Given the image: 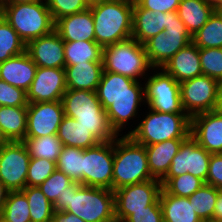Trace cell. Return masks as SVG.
I'll list each match as a JSON object with an SVG mask.
<instances>
[{
    "mask_svg": "<svg viewBox=\"0 0 222 222\" xmlns=\"http://www.w3.org/2000/svg\"><path fill=\"white\" fill-rule=\"evenodd\" d=\"M57 136L63 146H73L80 149L94 147L101 141L74 118L64 116L59 125Z\"/></svg>",
    "mask_w": 222,
    "mask_h": 222,
    "instance_id": "83f0119b",
    "label": "cell"
},
{
    "mask_svg": "<svg viewBox=\"0 0 222 222\" xmlns=\"http://www.w3.org/2000/svg\"><path fill=\"white\" fill-rule=\"evenodd\" d=\"M199 48H222V14L216 9L206 24L192 36Z\"/></svg>",
    "mask_w": 222,
    "mask_h": 222,
    "instance_id": "1f68e13d",
    "label": "cell"
},
{
    "mask_svg": "<svg viewBox=\"0 0 222 222\" xmlns=\"http://www.w3.org/2000/svg\"><path fill=\"white\" fill-rule=\"evenodd\" d=\"M53 222H85V221L67 211H55Z\"/></svg>",
    "mask_w": 222,
    "mask_h": 222,
    "instance_id": "7dc6e473",
    "label": "cell"
},
{
    "mask_svg": "<svg viewBox=\"0 0 222 222\" xmlns=\"http://www.w3.org/2000/svg\"><path fill=\"white\" fill-rule=\"evenodd\" d=\"M9 190L4 186V184L0 181V213L5 205L7 200Z\"/></svg>",
    "mask_w": 222,
    "mask_h": 222,
    "instance_id": "681fc988",
    "label": "cell"
},
{
    "mask_svg": "<svg viewBox=\"0 0 222 222\" xmlns=\"http://www.w3.org/2000/svg\"><path fill=\"white\" fill-rule=\"evenodd\" d=\"M220 111H222V82L220 83V103L219 108Z\"/></svg>",
    "mask_w": 222,
    "mask_h": 222,
    "instance_id": "f5cc1de1",
    "label": "cell"
},
{
    "mask_svg": "<svg viewBox=\"0 0 222 222\" xmlns=\"http://www.w3.org/2000/svg\"><path fill=\"white\" fill-rule=\"evenodd\" d=\"M203 184L201 179L186 173L172 177L162 188L170 195L189 197Z\"/></svg>",
    "mask_w": 222,
    "mask_h": 222,
    "instance_id": "74e56055",
    "label": "cell"
},
{
    "mask_svg": "<svg viewBox=\"0 0 222 222\" xmlns=\"http://www.w3.org/2000/svg\"><path fill=\"white\" fill-rule=\"evenodd\" d=\"M222 14V6L217 9Z\"/></svg>",
    "mask_w": 222,
    "mask_h": 222,
    "instance_id": "6f0895ef",
    "label": "cell"
},
{
    "mask_svg": "<svg viewBox=\"0 0 222 222\" xmlns=\"http://www.w3.org/2000/svg\"><path fill=\"white\" fill-rule=\"evenodd\" d=\"M114 140L83 150V185L112 190Z\"/></svg>",
    "mask_w": 222,
    "mask_h": 222,
    "instance_id": "7c38bea8",
    "label": "cell"
},
{
    "mask_svg": "<svg viewBox=\"0 0 222 222\" xmlns=\"http://www.w3.org/2000/svg\"><path fill=\"white\" fill-rule=\"evenodd\" d=\"M27 106H0V136L4 141H24Z\"/></svg>",
    "mask_w": 222,
    "mask_h": 222,
    "instance_id": "4316f807",
    "label": "cell"
},
{
    "mask_svg": "<svg viewBox=\"0 0 222 222\" xmlns=\"http://www.w3.org/2000/svg\"><path fill=\"white\" fill-rule=\"evenodd\" d=\"M26 52L38 67L65 68L64 41L56 30L29 41Z\"/></svg>",
    "mask_w": 222,
    "mask_h": 222,
    "instance_id": "d6986e66",
    "label": "cell"
},
{
    "mask_svg": "<svg viewBox=\"0 0 222 222\" xmlns=\"http://www.w3.org/2000/svg\"><path fill=\"white\" fill-rule=\"evenodd\" d=\"M85 1L90 6L92 4H95V3L99 2L100 0H85Z\"/></svg>",
    "mask_w": 222,
    "mask_h": 222,
    "instance_id": "11a10c76",
    "label": "cell"
},
{
    "mask_svg": "<svg viewBox=\"0 0 222 222\" xmlns=\"http://www.w3.org/2000/svg\"><path fill=\"white\" fill-rule=\"evenodd\" d=\"M199 222H217V220H215L214 218H210V219H201Z\"/></svg>",
    "mask_w": 222,
    "mask_h": 222,
    "instance_id": "db71d44e",
    "label": "cell"
},
{
    "mask_svg": "<svg viewBox=\"0 0 222 222\" xmlns=\"http://www.w3.org/2000/svg\"><path fill=\"white\" fill-rule=\"evenodd\" d=\"M161 190L162 183L157 179L114 190L116 222H124L133 211L146 210L159 198Z\"/></svg>",
    "mask_w": 222,
    "mask_h": 222,
    "instance_id": "5bb4252c",
    "label": "cell"
},
{
    "mask_svg": "<svg viewBox=\"0 0 222 222\" xmlns=\"http://www.w3.org/2000/svg\"><path fill=\"white\" fill-rule=\"evenodd\" d=\"M5 141L3 140V138L0 136V146L4 143Z\"/></svg>",
    "mask_w": 222,
    "mask_h": 222,
    "instance_id": "9f6ffc18",
    "label": "cell"
},
{
    "mask_svg": "<svg viewBox=\"0 0 222 222\" xmlns=\"http://www.w3.org/2000/svg\"><path fill=\"white\" fill-rule=\"evenodd\" d=\"M181 104L192 116L219 108L220 82L204 74L180 83Z\"/></svg>",
    "mask_w": 222,
    "mask_h": 222,
    "instance_id": "8fae6325",
    "label": "cell"
},
{
    "mask_svg": "<svg viewBox=\"0 0 222 222\" xmlns=\"http://www.w3.org/2000/svg\"><path fill=\"white\" fill-rule=\"evenodd\" d=\"M96 94L115 133L118 136L129 135L132 132L129 124L134 119L141 118L139 106L146 104L144 82L117 73L103 72ZM126 125L130 131L123 134Z\"/></svg>",
    "mask_w": 222,
    "mask_h": 222,
    "instance_id": "6da1fadb",
    "label": "cell"
},
{
    "mask_svg": "<svg viewBox=\"0 0 222 222\" xmlns=\"http://www.w3.org/2000/svg\"><path fill=\"white\" fill-rule=\"evenodd\" d=\"M38 0H2L0 2V5H11L16 3H30V2H36Z\"/></svg>",
    "mask_w": 222,
    "mask_h": 222,
    "instance_id": "f907efd6",
    "label": "cell"
},
{
    "mask_svg": "<svg viewBox=\"0 0 222 222\" xmlns=\"http://www.w3.org/2000/svg\"><path fill=\"white\" fill-rule=\"evenodd\" d=\"M61 102L65 116L74 118L101 142L114 140L118 136L111 128L96 92L67 89Z\"/></svg>",
    "mask_w": 222,
    "mask_h": 222,
    "instance_id": "277c9868",
    "label": "cell"
},
{
    "mask_svg": "<svg viewBox=\"0 0 222 222\" xmlns=\"http://www.w3.org/2000/svg\"><path fill=\"white\" fill-rule=\"evenodd\" d=\"M38 66L24 53L0 63V79L27 92L35 78Z\"/></svg>",
    "mask_w": 222,
    "mask_h": 222,
    "instance_id": "44dd1931",
    "label": "cell"
},
{
    "mask_svg": "<svg viewBox=\"0 0 222 222\" xmlns=\"http://www.w3.org/2000/svg\"><path fill=\"white\" fill-rule=\"evenodd\" d=\"M213 218L215 220L222 219V190L218 189V197L215 204Z\"/></svg>",
    "mask_w": 222,
    "mask_h": 222,
    "instance_id": "c3c4849f",
    "label": "cell"
},
{
    "mask_svg": "<svg viewBox=\"0 0 222 222\" xmlns=\"http://www.w3.org/2000/svg\"><path fill=\"white\" fill-rule=\"evenodd\" d=\"M145 107L162 113H185L181 104L180 83L163 68H153L144 79Z\"/></svg>",
    "mask_w": 222,
    "mask_h": 222,
    "instance_id": "30bf717a",
    "label": "cell"
},
{
    "mask_svg": "<svg viewBox=\"0 0 222 222\" xmlns=\"http://www.w3.org/2000/svg\"><path fill=\"white\" fill-rule=\"evenodd\" d=\"M26 51V44L0 15V63Z\"/></svg>",
    "mask_w": 222,
    "mask_h": 222,
    "instance_id": "d590c367",
    "label": "cell"
},
{
    "mask_svg": "<svg viewBox=\"0 0 222 222\" xmlns=\"http://www.w3.org/2000/svg\"><path fill=\"white\" fill-rule=\"evenodd\" d=\"M178 83L202 75L199 48L193 43L179 50L163 67Z\"/></svg>",
    "mask_w": 222,
    "mask_h": 222,
    "instance_id": "7402d4cb",
    "label": "cell"
},
{
    "mask_svg": "<svg viewBox=\"0 0 222 222\" xmlns=\"http://www.w3.org/2000/svg\"><path fill=\"white\" fill-rule=\"evenodd\" d=\"M65 66L103 62V48L95 41L64 42Z\"/></svg>",
    "mask_w": 222,
    "mask_h": 222,
    "instance_id": "f546056e",
    "label": "cell"
},
{
    "mask_svg": "<svg viewBox=\"0 0 222 222\" xmlns=\"http://www.w3.org/2000/svg\"><path fill=\"white\" fill-rule=\"evenodd\" d=\"M217 197L218 189L204 183L188 199L200 219H210L213 218Z\"/></svg>",
    "mask_w": 222,
    "mask_h": 222,
    "instance_id": "8d00e7d4",
    "label": "cell"
},
{
    "mask_svg": "<svg viewBox=\"0 0 222 222\" xmlns=\"http://www.w3.org/2000/svg\"><path fill=\"white\" fill-rule=\"evenodd\" d=\"M142 8L157 12H171L177 11L180 0H137L136 1Z\"/></svg>",
    "mask_w": 222,
    "mask_h": 222,
    "instance_id": "bcb514c9",
    "label": "cell"
},
{
    "mask_svg": "<svg viewBox=\"0 0 222 222\" xmlns=\"http://www.w3.org/2000/svg\"><path fill=\"white\" fill-rule=\"evenodd\" d=\"M216 8L208 0H180L177 14L193 36L208 21Z\"/></svg>",
    "mask_w": 222,
    "mask_h": 222,
    "instance_id": "484cf974",
    "label": "cell"
},
{
    "mask_svg": "<svg viewBox=\"0 0 222 222\" xmlns=\"http://www.w3.org/2000/svg\"><path fill=\"white\" fill-rule=\"evenodd\" d=\"M216 9L222 6V0H208Z\"/></svg>",
    "mask_w": 222,
    "mask_h": 222,
    "instance_id": "816d5d0a",
    "label": "cell"
},
{
    "mask_svg": "<svg viewBox=\"0 0 222 222\" xmlns=\"http://www.w3.org/2000/svg\"><path fill=\"white\" fill-rule=\"evenodd\" d=\"M125 1H129V2L135 3L137 0H125Z\"/></svg>",
    "mask_w": 222,
    "mask_h": 222,
    "instance_id": "680465c9",
    "label": "cell"
},
{
    "mask_svg": "<svg viewBox=\"0 0 222 222\" xmlns=\"http://www.w3.org/2000/svg\"><path fill=\"white\" fill-rule=\"evenodd\" d=\"M0 219L4 222H31L28 200L22 191H9Z\"/></svg>",
    "mask_w": 222,
    "mask_h": 222,
    "instance_id": "e575fe53",
    "label": "cell"
},
{
    "mask_svg": "<svg viewBox=\"0 0 222 222\" xmlns=\"http://www.w3.org/2000/svg\"><path fill=\"white\" fill-rule=\"evenodd\" d=\"M65 116L61 101L28 103L25 138H37L57 134Z\"/></svg>",
    "mask_w": 222,
    "mask_h": 222,
    "instance_id": "2e32d148",
    "label": "cell"
},
{
    "mask_svg": "<svg viewBox=\"0 0 222 222\" xmlns=\"http://www.w3.org/2000/svg\"><path fill=\"white\" fill-rule=\"evenodd\" d=\"M54 211H67L85 222H116L114 192L73 182L53 204Z\"/></svg>",
    "mask_w": 222,
    "mask_h": 222,
    "instance_id": "7a4b0ae2",
    "label": "cell"
},
{
    "mask_svg": "<svg viewBox=\"0 0 222 222\" xmlns=\"http://www.w3.org/2000/svg\"><path fill=\"white\" fill-rule=\"evenodd\" d=\"M53 21L61 17L83 12L89 8L85 0H45Z\"/></svg>",
    "mask_w": 222,
    "mask_h": 222,
    "instance_id": "b9f144b4",
    "label": "cell"
},
{
    "mask_svg": "<svg viewBox=\"0 0 222 222\" xmlns=\"http://www.w3.org/2000/svg\"><path fill=\"white\" fill-rule=\"evenodd\" d=\"M124 222H163L162 208L159 198L146 210L133 211Z\"/></svg>",
    "mask_w": 222,
    "mask_h": 222,
    "instance_id": "ee69618b",
    "label": "cell"
},
{
    "mask_svg": "<svg viewBox=\"0 0 222 222\" xmlns=\"http://www.w3.org/2000/svg\"><path fill=\"white\" fill-rule=\"evenodd\" d=\"M55 30L64 42L95 41L94 20L89 8L61 17L55 22Z\"/></svg>",
    "mask_w": 222,
    "mask_h": 222,
    "instance_id": "ffe728a7",
    "label": "cell"
},
{
    "mask_svg": "<svg viewBox=\"0 0 222 222\" xmlns=\"http://www.w3.org/2000/svg\"><path fill=\"white\" fill-rule=\"evenodd\" d=\"M30 158L23 141H5L0 146V181L9 191L26 187Z\"/></svg>",
    "mask_w": 222,
    "mask_h": 222,
    "instance_id": "4fadbf2b",
    "label": "cell"
},
{
    "mask_svg": "<svg viewBox=\"0 0 222 222\" xmlns=\"http://www.w3.org/2000/svg\"><path fill=\"white\" fill-rule=\"evenodd\" d=\"M27 92L0 79V106H27Z\"/></svg>",
    "mask_w": 222,
    "mask_h": 222,
    "instance_id": "7bdbcfd3",
    "label": "cell"
},
{
    "mask_svg": "<svg viewBox=\"0 0 222 222\" xmlns=\"http://www.w3.org/2000/svg\"><path fill=\"white\" fill-rule=\"evenodd\" d=\"M190 136L210 154H222V111L192 116Z\"/></svg>",
    "mask_w": 222,
    "mask_h": 222,
    "instance_id": "ac0fdd59",
    "label": "cell"
},
{
    "mask_svg": "<svg viewBox=\"0 0 222 222\" xmlns=\"http://www.w3.org/2000/svg\"><path fill=\"white\" fill-rule=\"evenodd\" d=\"M206 184L222 190V154H211Z\"/></svg>",
    "mask_w": 222,
    "mask_h": 222,
    "instance_id": "f6af8a7d",
    "label": "cell"
},
{
    "mask_svg": "<svg viewBox=\"0 0 222 222\" xmlns=\"http://www.w3.org/2000/svg\"><path fill=\"white\" fill-rule=\"evenodd\" d=\"M22 192L28 200L31 222H53L54 206L38 186H26Z\"/></svg>",
    "mask_w": 222,
    "mask_h": 222,
    "instance_id": "4dcf8cb0",
    "label": "cell"
},
{
    "mask_svg": "<svg viewBox=\"0 0 222 222\" xmlns=\"http://www.w3.org/2000/svg\"><path fill=\"white\" fill-rule=\"evenodd\" d=\"M187 138L169 139L153 145H146L148 166L154 179L162 180L168 173L173 157Z\"/></svg>",
    "mask_w": 222,
    "mask_h": 222,
    "instance_id": "cb8c5ba5",
    "label": "cell"
},
{
    "mask_svg": "<svg viewBox=\"0 0 222 222\" xmlns=\"http://www.w3.org/2000/svg\"><path fill=\"white\" fill-rule=\"evenodd\" d=\"M0 12L25 44L55 30V22L45 0L0 5Z\"/></svg>",
    "mask_w": 222,
    "mask_h": 222,
    "instance_id": "52a82bcc",
    "label": "cell"
},
{
    "mask_svg": "<svg viewBox=\"0 0 222 222\" xmlns=\"http://www.w3.org/2000/svg\"><path fill=\"white\" fill-rule=\"evenodd\" d=\"M66 90L65 68L38 67L27 91V102L61 101Z\"/></svg>",
    "mask_w": 222,
    "mask_h": 222,
    "instance_id": "e0dca14e",
    "label": "cell"
},
{
    "mask_svg": "<svg viewBox=\"0 0 222 222\" xmlns=\"http://www.w3.org/2000/svg\"><path fill=\"white\" fill-rule=\"evenodd\" d=\"M56 169L74 182L83 185V149L63 146L56 162Z\"/></svg>",
    "mask_w": 222,
    "mask_h": 222,
    "instance_id": "d6a6232c",
    "label": "cell"
},
{
    "mask_svg": "<svg viewBox=\"0 0 222 222\" xmlns=\"http://www.w3.org/2000/svg\"><path fill=\"white\" fill-rule=\"evenodd\" d=\"M192 42V36L178 17L177 11L168 12L167 27L143 45L150 64L162 68L179 50Z\"/></svg>",
    "mask_w": 222,
    "mask_h": 222,
    "instance_id": "9c48e42d",
    "label": "cell"
},
{
    "mask_svg": "<svg viewBox=\"0 0 222 222\" xmlns=\"http://www.w3.org/2000/svg\"><path fill=\"white\" fill-rule=\"evenodd\" d=\"M159 202L162 208L163 222H199L201 220L193 210L188 197L170 195L162 188Z\"/></svg>",
    "mask_w": 222,
    "mask_h": 222,
    "instance_id": "f1b7e54d",
    "label": "cell"
},
{
    "mask_svg": "<svg viewBox=\"0 0 222 222\" xmlns=\"http://www.w3.org/2000/svg\"><path fill=\"white\" fill-rule=\"evenodd\" d=\"M89 9L94 20L95 42L102 48L132 38V2L100 0Z\"/></svg>",
    "mask_w": 222,
    "mask_h": 222,
    "instance_id": "3957f363",
    "label": "cell"
},
{
    "mask_svg": "<svg viewBox=\"0 0 222 222\" xmlns=\"http://www.w3.org/2000/svg\"><path fill=\"white\" fill-rule=\"evenodd\" d=\"M147 109L149 112H145L135 127L132 126L129 134L136 143L146 146L190 136L191 118L186 113H162Z\"/></svg>",
    "mask_w": 222,
    "mask_h": 222,
    "instance_id": "8992f818",
    "label": "cell"
},
{
    "mask_svg": "<svg viewBox=\"0 0 222 222\" xmlns=\"http://www.w3.org/2000/svg\"><path fill=\"white\" fill-rule=\"evenodd\" d=\"M56 163L44 158H30L26 186H40L54 171Z\"/></svg>",
    "mask_w": 222,
    "mask_h": 222,
    "instance_id": "60d3db41",
    "label": "cell"
},
{
    "mask_svg": "<svg viewBox=\"0 0 222 222\" xmlns=\"http://www.w3.org/2000/svg\"><path fill=\"white\" fill-rule=\"evenodd\" d=\"M211 154L201 147L191 136L180 146L173 157L167 175L160 181L162 187L175 176L190 173L206 183Z\"/></svg>",
    "mask_w": 222,
    "mask_h": 222,
    "instance_id": "9a60e30c",
    "label": "cell"
},
{
    "mask_svg": "<svg viewBox=\"0 0 222 222\" xmlns=\"http://www.w3.org/2000/svg\"><path fill=\"white\" fill-rule=\"evenodd\" d=\"M74 181L62 171L56 169L40 186L41 191L48 200L54 204L60 195L66 192V188Z\"/></svg>",
    "mask_w": 222,
    "mask_h": 222,
    "instance_id": "ab89813d",
    "label": "cell"
},
{
    "mask_svg": "<svg viewBox=\"0 0 222 222\" xmlns=\"http://www.w3.org/2000/svg\"><path fill=\"white\" fill-rule=\"evenodd\" d=\"M154 179L150 174L145 146L129 135L114 139L112 190Z\"/></svg>",
    "mask_w": 222,
    "mask_h": 222,
    "instance_id": "5b68a950",
    "label": "cell"
},
{
    "mask_svg": "<svg viewBox=\"0 0 222 222\" xmlns=\"http://www.w3.org/2000/svg\"><path fill=\"white\" fill-rule=\"evenodd\" d=\"M202 74L222 82V48L199 49Z\"/></svg>",
    "mask_w": 222,
    "mask_h": 222,
    "instance_id": "f35d334b",
    "label": "cell"
},
{
    "mask_svg": "<svg viewBox=\"0 0 222 222\" xmlns=\"http://www.w3.org/2000/svg\"><path fill=\"white\" fill-rule=\"evenodd\" d=\"M102 61L103 72L125 75L140 82L154 68L149 62L144 45L133 38L104 47Z\"/></svg>",
    "mask_w": 222,
    "mask_h": 222,
    "instance_id": "ba28073f",
    "label": "cell"
},
{
    "mask_svg": "<svg viewBox=\"0 0 222 222\" xmlns=\"http://www.w3.org/2000/svg\"><path fill=\"white\" fill-rule=\"evenodd\" d=\"M23 142L31 157L44 158L55 163L63 147L57 134L37 138H25Z\"/></svg>",
    "mask_w": 222,
    "mask_h": 222,
    "instance_id": "836d02e7",
    "label": "cell"
},
{
    "mask_svg": "<svg viewBox=\"0 0 222 222\" xmlns=\"http://www.w3.org/2000/svg\"><path fill=\"white\" fill-rule=\"evenodd\" d=\"M168 12H153L133 3L132 38L144 44L167 27Z\"/></svg>",
    "mask_w": 222,
    "mask_h": 222,
    "instance_id": "603a6c76",
    "label": "cell"
},
{
    "mask_svg": "<svg viewBox=\"0 0 222 222\" xmlns=\"http://www.w3.org/2000/svg\"><path fill=\"white\" fill-rule=\"evenodd\" d=\"M103 62L65 66L67 89L96 92L103 74Z\"/></svg>",
    "mask_w": 222,
    "mask_h": 222,
    "instance_id": "d4e9b609",
    "label": "cell"
}]
</instances>
